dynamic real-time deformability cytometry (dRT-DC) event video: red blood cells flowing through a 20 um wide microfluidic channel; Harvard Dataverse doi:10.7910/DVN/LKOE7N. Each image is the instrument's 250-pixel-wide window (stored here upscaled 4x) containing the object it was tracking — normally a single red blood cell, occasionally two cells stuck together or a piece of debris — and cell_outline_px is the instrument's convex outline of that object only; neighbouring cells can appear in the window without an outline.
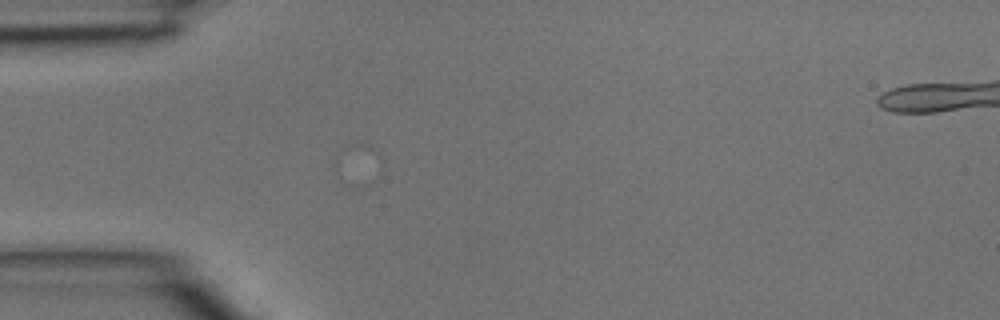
{"species": "common noctule bat (a hibernating species)", "species_latin": "Nyctalus noctula", "temperature_condition": "room temperature", "stored_images_in_passage": 1, "camera_frame_rate_fps": 3000, "um_per_image_px": 0.085, "animal": {"sex": "male", "body_mass_g": 15.6}, "frame": {"image": 1, "passage_image": 1, "time_ms": 0.0, "image_size_px": [1000, 320], "cell_outline_px": [[380, 156], [372, 184], [360, 188], [352, 188], [344, 184], [336, 172], [336, 156], [344, 148], [356, 144], [368, 144], [380, 152]], "centroid_in_image_um": [30.39, 14.04], "position_along_channel_um": 54.6, "area_um2": 11.1}}